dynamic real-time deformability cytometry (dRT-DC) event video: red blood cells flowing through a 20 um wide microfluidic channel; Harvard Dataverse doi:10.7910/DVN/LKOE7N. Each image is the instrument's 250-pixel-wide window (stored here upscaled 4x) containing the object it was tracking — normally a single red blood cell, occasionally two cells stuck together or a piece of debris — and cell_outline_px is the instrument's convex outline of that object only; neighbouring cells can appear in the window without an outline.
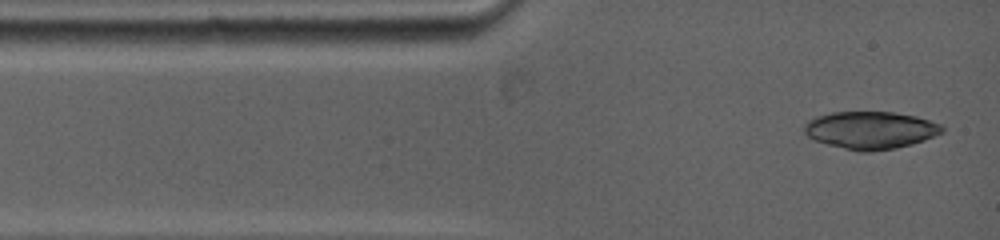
{"species": "common noctule bat (a hibernating species)", "species_latin": "Nyctalus noctula", "temperature_condition": "warm", "stored_images_in_passage": 4, "camera_frame_rate_fps": 5000, "um_per_image_px": 0.085, "animal": {"sex": "female", "body_mass_g": 19.0, "forearm_length_mm": 53.3}, "frame": {"image": 1, "passage_image": 1, "time_ms": 0.0, "image_size_px": [1000, 240], "cell_outline_px": [[944, 128], [940, 132], [932, 136], [908, 144], [892, 148], [864, 152], [828, 144], [816, 140], [808, 136], [804, 132], [804, 124], [808, 120], [816, 116], [832, 112], [892, 112], [916, 116], [940, 124]], "centroid_in_image_um": [73.93, 11.03], "position_along_channel_um": 11.1, "area_um2": 29.36}}